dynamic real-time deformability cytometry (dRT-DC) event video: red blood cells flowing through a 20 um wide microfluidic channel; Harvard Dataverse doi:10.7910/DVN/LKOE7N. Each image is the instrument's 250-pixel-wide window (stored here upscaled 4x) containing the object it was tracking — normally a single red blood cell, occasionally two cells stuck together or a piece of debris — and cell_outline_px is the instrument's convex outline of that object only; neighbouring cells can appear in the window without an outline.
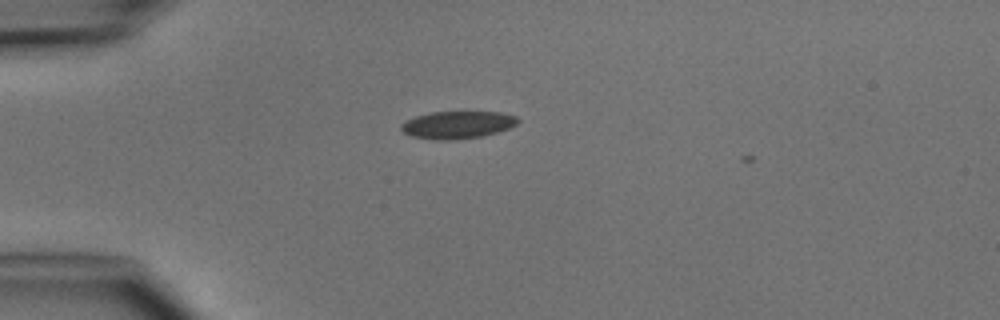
{"species": "common noctule bat (a hibernating species)", "species_latin": "Nyctalus noctula", "temperature_condition": "cold", "stored_images_in_passage": 1, "camera_frame_rate_fps": 3000, "um_per_image_px": 0.085, "animal": {"sex": "male", "body_mass_g": 15.6}, "frame": {"image": 1, "passage_image": 1, "time_ms": 0.0, "image_size_px": [1000, 320], "cell_outline_px": [[520, 120], [516, 124], [508, 128], [484, 136], [448, 140], [444, 140], [412, 136], [404, 132], [400, 128], [400, 124], [404, 120], [416, 116], [432, 112], [500, 112], [516, 116]], "centroid_in_image_um": [38.88, 10.6], "position_along_channel_um": 46.1, "area_um2": 18.5}}